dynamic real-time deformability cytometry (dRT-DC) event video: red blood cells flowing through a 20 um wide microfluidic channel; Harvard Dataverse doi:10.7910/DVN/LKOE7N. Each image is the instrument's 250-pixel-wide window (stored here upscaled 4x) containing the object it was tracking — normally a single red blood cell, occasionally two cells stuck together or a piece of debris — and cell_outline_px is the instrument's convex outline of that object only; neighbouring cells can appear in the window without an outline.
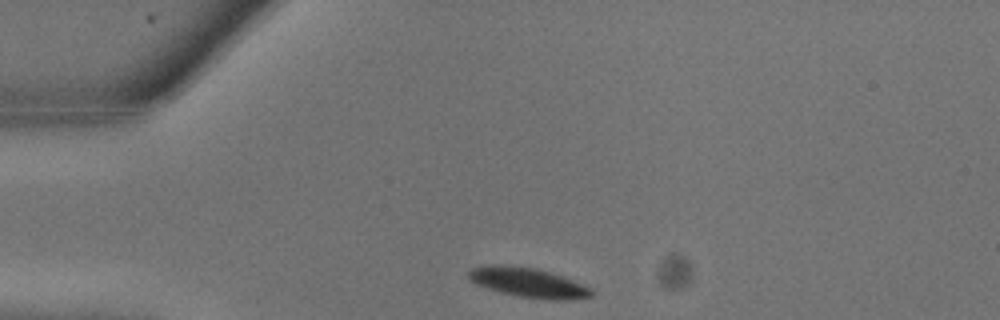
{"species": "common noctule bat (a hibernating species)", "species_latin": "Nyctalus noctula", "temperature_condition": "warm", "stored_images_in_passage": 15, "camera_frame_rate_fps": 3000, "um_per_image_px": 0.085, "animal": {"sex": "male", "body_mass_g": 13.3}, "frame": {"image": 1, "passage_image": 1, "time_ms": 0.0, "image_size_px": [1000, 320], "cell_outline_px": [[592, 296], [568, 300], [552, 300], [516, 296], [500, 292], [476, 284], [468, 280], [468, 272], [472, 268], [488, 264], [504, 264], [536, 268], [572, 280], [592, 288]], "centroid_in_image_um": [44.85, 24.01], "position_along_channel_um": 40.2, "area_um2": 21.21}}
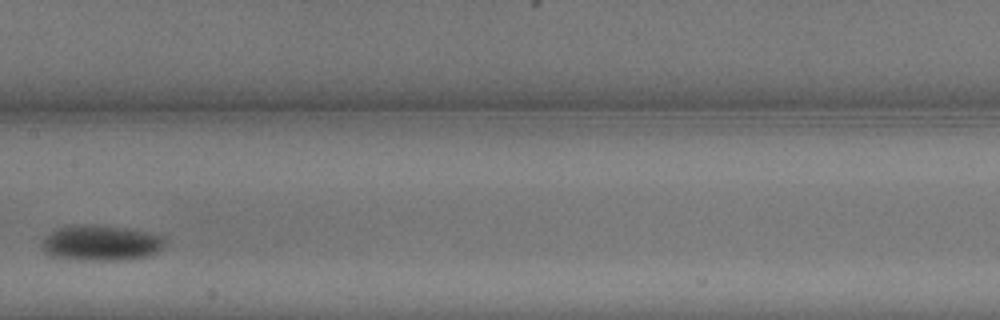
{"frame": {"image": 2, "passage_image": 8, "time_ms": 2.333, "image_size_px": [1000, 320], "cell_outline_px": [[164, 244], [156, 252], [148, 256], [128, 260], [80, 260], [52, 256], [44, 252], [44, 240], [48, 232], [56, 228], [124, 228], [148, 232], [164, 236]], "centroid_in_image_um": [8.63, 20.71], "position_along_channel_um": 198.8, "area_um2": 24.28}}
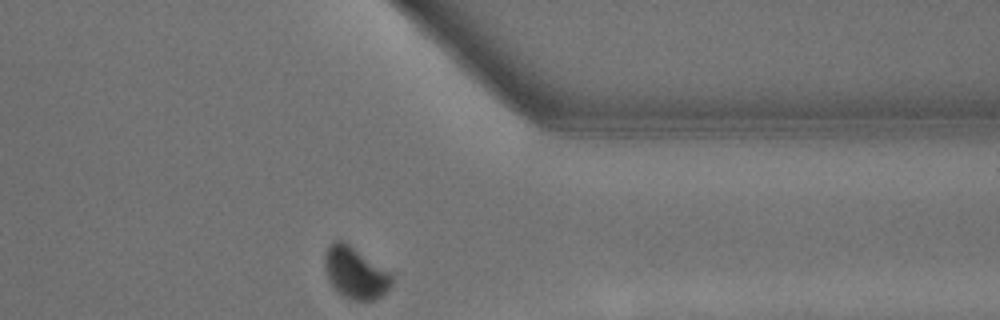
{"frame": {"image": 3, "passage_image": 15, "time_ms": 4.667, "image_size_px": [1000, 320], "cell_outline_px": [[392, 284], [380, 296], [372, 300], [352, 300], [344, 296], [332, 288], [328, 280], [324, 268], [324, 256], [328, 244], [336, 240], [340, 240], [348, 244], [388, 272], [392, 276]], "centroid_in_image_um": [30.12, 23.2], "position_along_channel_um": 381.3, "area_um2": 19.77}}